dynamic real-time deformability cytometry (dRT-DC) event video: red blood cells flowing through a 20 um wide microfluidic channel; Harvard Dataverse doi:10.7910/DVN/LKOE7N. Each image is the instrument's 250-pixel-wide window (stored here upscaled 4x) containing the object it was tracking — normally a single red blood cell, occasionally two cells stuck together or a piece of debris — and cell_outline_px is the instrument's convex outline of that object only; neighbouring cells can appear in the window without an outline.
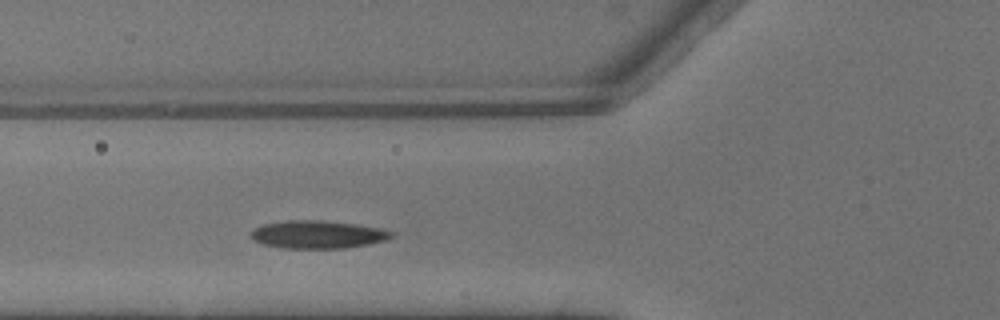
{"species": "common noctule bat (a hibernating species)", "species_latin": "Nyctalus noctula", "temperature_condition": "warm", "stored_images_in_passage": 2, "camera_frame_rate_fps": 3000, "um_per_image_px": 0.085, "animal": {"sex": "male", "body_mass_g": 13.3}, "frame": {"image": 1, "passage_image": 2, "time_ms": 0.333, "image_size_px": [1000, 320], "cell_outline_px": [[392, 236], [384, 240], [368, 244], [344, 248], [284, 248], [264, 244], [252, 240], [248, 236], [252, 228], [264, 224], [284, 220], [320, 220], [356, 224], [380, 228], [392, 232]], "centroid_in_image_um": [26.92, 19.92], "position_along_channel_um": 98.9, "area_um2": 22.83}}